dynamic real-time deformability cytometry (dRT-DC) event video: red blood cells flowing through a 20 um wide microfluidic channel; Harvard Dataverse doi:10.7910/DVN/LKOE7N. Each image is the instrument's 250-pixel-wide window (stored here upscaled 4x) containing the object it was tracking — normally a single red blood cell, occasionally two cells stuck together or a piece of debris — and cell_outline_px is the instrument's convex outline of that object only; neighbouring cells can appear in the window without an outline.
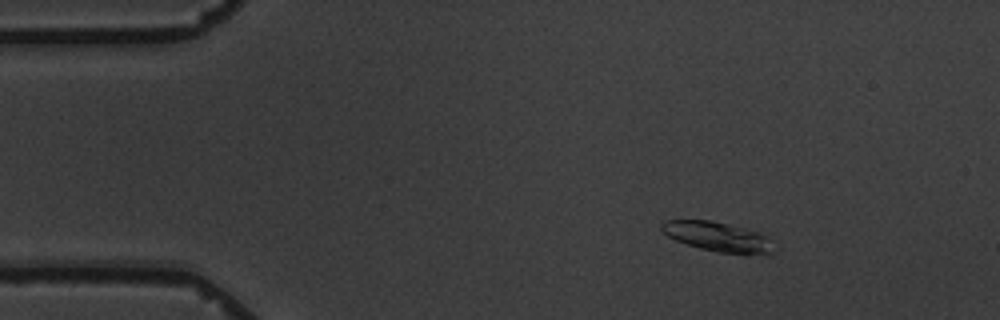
{"species": "common noctule bat (a hibernating species)", "species_latin": "Nyctalus noctula", "temperature_condition": "warm", "stored_images_in_passage": 4, "camera_frame_rate_fps": 3000, "um_per_image_px": 0.085, "animal": {"sex": "male", "body_mass_g": 19.5, "forearm_length_mm": 54.6}, "frame": {"image": 1, "passage_image": 2, "time_ms": 1.0, "image_size_px": [1000, 320], "cell_outline_px": [[780, 248], [776, 252], [744, 256], [716, 252], [700, 248], [676, 240], [668, 236], [660, 228], [660, 224], [664, 220], [708, 220], [756, 232], [768, 236]], "centroid_in_image_um": [61.11, 20.17], "position_along_channel_um": 23.9, "area_um2": 19.71}}